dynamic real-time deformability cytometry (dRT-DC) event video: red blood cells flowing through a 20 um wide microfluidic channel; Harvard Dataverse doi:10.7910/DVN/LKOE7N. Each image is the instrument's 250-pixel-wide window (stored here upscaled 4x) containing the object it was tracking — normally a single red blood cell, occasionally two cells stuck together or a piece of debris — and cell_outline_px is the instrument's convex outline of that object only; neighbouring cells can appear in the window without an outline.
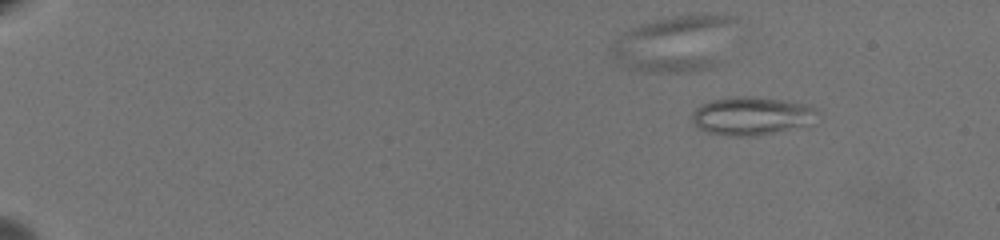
{"species": "common noctule bat (a hibernating species)", "species_latin": "Nyctalus noctula", "temperature_condition": "warm", "stored_images_in_passage": 67, "camera_frame_rate_fps": 3000, "um_per_image_px": 0.085, "animal": {"sex": "female", "body_mass_g": 19.5, "forearm_length_mm": 54.1}, "frame": {"image": 1, "passage_image": 10, "time_ms": 3.0, "image_size_px": [1000, 240], "cell_outline_px": [[812, 108], [804, 124], [756, 136], [732, 136], [708, 132], [700, 128], [692, 120], [692, 116], [696, 108], [712, 100], [736, 96], [748, 96], [784, 100], [804, 104]], "centroid_in_image_um": [63.7, 9.84], "position_along_channel_um": 21.3, "area_um2": 26.36}}
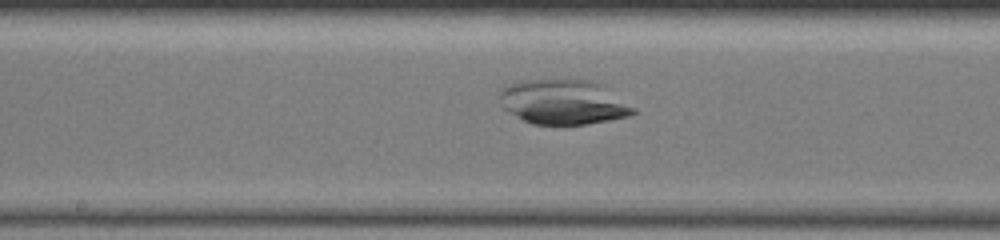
{"frame": {"image": 2, "passage_image": 39, "time_ms": 12.667, "image_size_px": [1000, 240], "cell_outline_px": [[636, 112], [628, 116], [588, 124], [532, 124], [508, 112], [500, 104], [500, 88], [508, 84], [520, 80], [592, 80], [604, 84], [636, 108]], "centroid_in_image_um": [47.9, 8.66], "position_along_channel_um": 200.3, "area_um2": 35.14}}
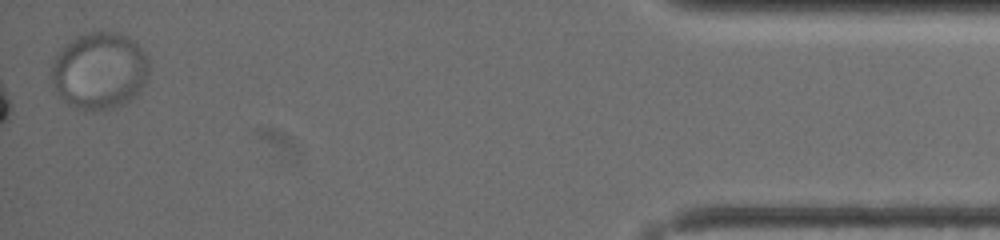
{"frame": {"image": 3, "passage_image": 67, "time_ms": 22.0, "image_size_px": [1000, 240], "cell_outline_px": [[148, 80], [136, 96], [132, 100], [124, 104], [112, 108], [84, 112], [68, 104], [60, 96], [52, 80], [52, 64], [56, 56], [76, 36], [92, 32], [116, 32], [128, 36], [136, 40], [144, 52], [148, 60]], "centroid_in_image_um": [8.51, 6.03], "position_along_channel_um": 426.7, "area_um2": 43.87}}